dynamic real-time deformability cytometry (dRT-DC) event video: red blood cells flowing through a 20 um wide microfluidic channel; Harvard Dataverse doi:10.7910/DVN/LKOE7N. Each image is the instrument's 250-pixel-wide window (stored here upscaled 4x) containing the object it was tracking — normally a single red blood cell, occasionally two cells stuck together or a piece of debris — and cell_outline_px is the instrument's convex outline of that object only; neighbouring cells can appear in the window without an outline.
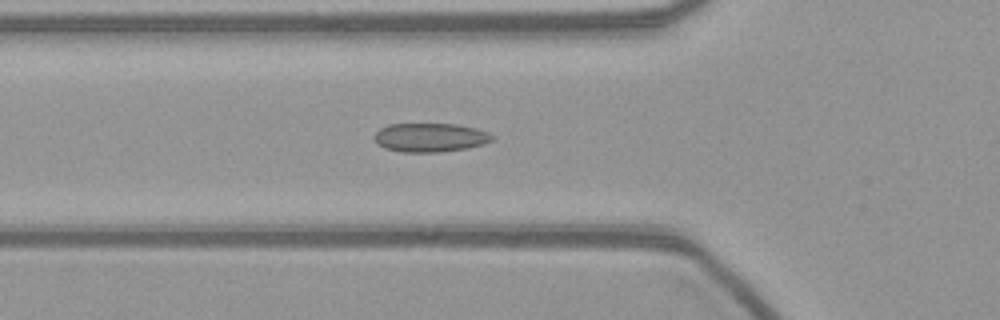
{"species": "common noctule bat (a hibernating species)", "species_latin": "Nyctalus noctula", "temperature_condition": "warm", "stored_images_in_passage": 54, "camera_frame_rate_fps": 3000, "um_per_image_px": 0.085, "animal": {"sex": "female", "body_mass_g": 21.9}, "frame": {"image": 1, "passage_image": 18, "time_ms": 5.667, "image_size_px": [1000, 320], "cell_outline_px": [[496, 136], [492, 140], [484, 144], [468, 148], [440, 152], [400, 152], [384, 148], [372, 136], [380, 128], [388, 124], [456, 124], [476, 128], [488, 132]], "centroid_in_image_um": [36.58, 11.69], "position_along_channel_um": 89.2, "area_um2": 19.94}}
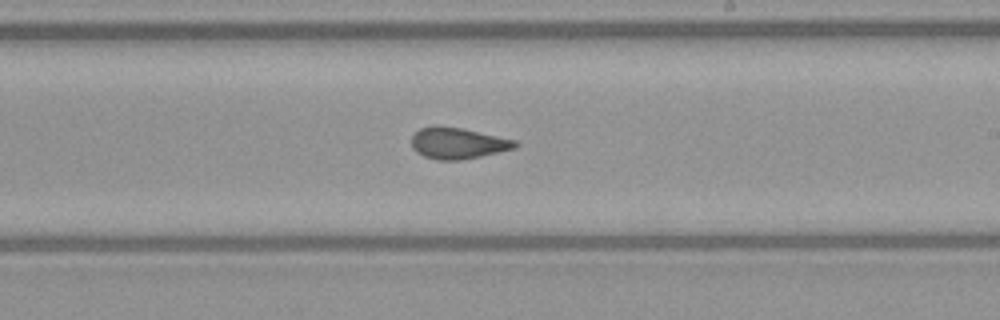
{"frame": {"image": 2, "passage_image": 31, "time_ms": 10.0, "image_size_px": [1000, 320], "cell_outline_px": [[520, 144], [516, 148], [480, 156], [460, 160], [436, 160], [424, 156], [416, 152], [412, 148], [412, 136], [420, 128], [436, 124], [440, 124], [464, 128], [516, 140]], "centroid_in_image_um": [38.91, 12.15], "position_along_channel_um": 250.1, "area_um2": 19.19}}
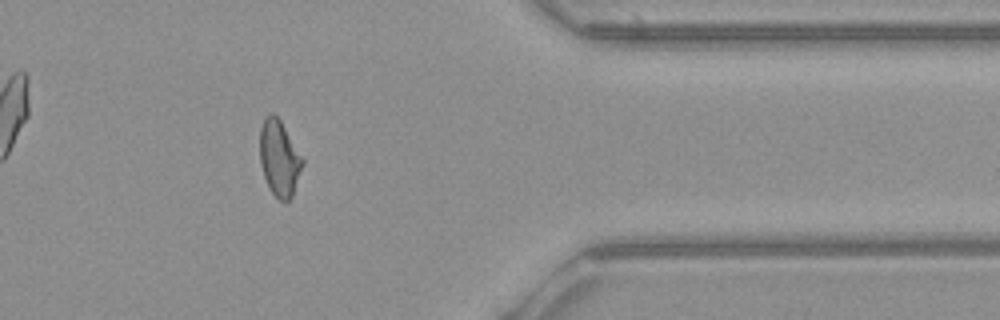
{"frame": {"image": 3, "passage_image": 44, "time_ms": 14.333, "image_size_px": [1000, 320], "cell_outline_px": [[304, 164], [292, 196], [288, 200], [280, 200], [268, 188], [260, 164], [260, 128], [264, 116], [272, 112], [280, 120], [304, 160]], "centroid_in_image_um": [23.73, 13.43], "position_along_channel_um": 387.7, "area_um2": 18.79}}